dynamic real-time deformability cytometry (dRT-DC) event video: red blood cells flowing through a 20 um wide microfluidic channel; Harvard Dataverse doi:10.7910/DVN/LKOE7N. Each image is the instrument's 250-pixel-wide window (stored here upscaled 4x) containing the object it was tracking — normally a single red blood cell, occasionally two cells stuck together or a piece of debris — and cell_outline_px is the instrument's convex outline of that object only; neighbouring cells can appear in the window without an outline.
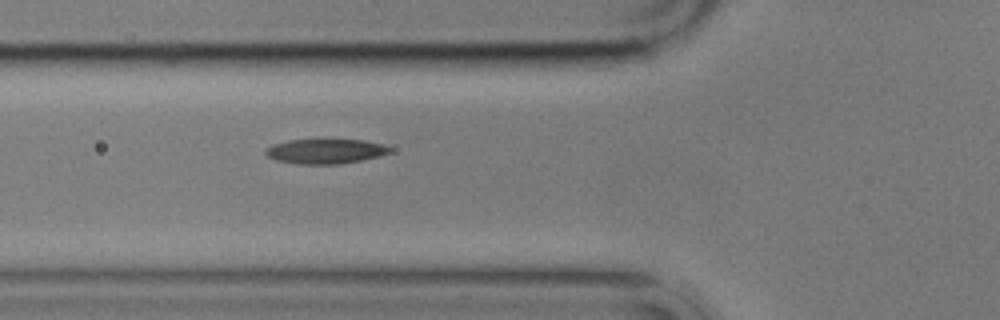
{"species": "common noctule bat (a hibernating species)", "species_latin": "Nyctalus noctula", "temperature_condition": "cold", "stored_images_in_passage": 6, "camera_frame_rate_fps": 3000, "um_per_image_px": 0.085, "animal": {"sex": "male", "body_mass_g": 17.9}, "frame": {"image": 1, "passage_image": 6, "time_ms": 5.667, "image_size_px": [1000, 320], "cell_outline_px": [[392, 152], [360, 160], [340, 164], [300, 164], [276, 160], [268, 156], [264, 152], [264, 148], [272, 144], [288, 140], [364, 140], [384, 144], [392, 148]], "centroid_in_image_um": [27.64, 12.85], "position_along_channel_um": 98.2, "area_um2": 17.86}}